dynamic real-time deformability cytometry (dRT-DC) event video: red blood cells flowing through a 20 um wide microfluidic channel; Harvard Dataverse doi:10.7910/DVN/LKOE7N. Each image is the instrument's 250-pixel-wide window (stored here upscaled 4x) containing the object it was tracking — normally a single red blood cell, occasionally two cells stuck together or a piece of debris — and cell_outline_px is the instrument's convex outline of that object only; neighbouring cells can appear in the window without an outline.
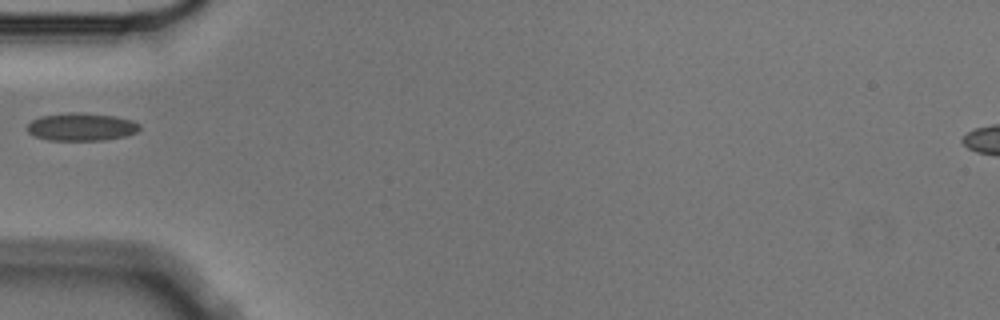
{"species": "Egyptian fruit bat (a non-hibernating species)", "species_latin": "Rousettus aegyptiacus", "temperature_condition": "cold", "stored_images_in_passage": 1, "camera_frame_rate_fps": 3000, "um_per_image_px": 0.085, "animal": {"sex": "male"}, "frame": {"image": 1, "passage_image": 1, "time_ms": 0.0, "image_size_px": [1000, 320], "cell_outline_px": [[140, 128], [136, 132], [124, 136], [104, 140], [48, 140], [36, 136], [28, 132], [28, 124], [32, 120], [40, 116], [68, 112], [80, 112], [116, 116], [132, 120], [140, 124]], "centroid_in_image_um": [6.92, 10.77], "position_along_channel_um": 78.1, "area_um2": 18.21}}